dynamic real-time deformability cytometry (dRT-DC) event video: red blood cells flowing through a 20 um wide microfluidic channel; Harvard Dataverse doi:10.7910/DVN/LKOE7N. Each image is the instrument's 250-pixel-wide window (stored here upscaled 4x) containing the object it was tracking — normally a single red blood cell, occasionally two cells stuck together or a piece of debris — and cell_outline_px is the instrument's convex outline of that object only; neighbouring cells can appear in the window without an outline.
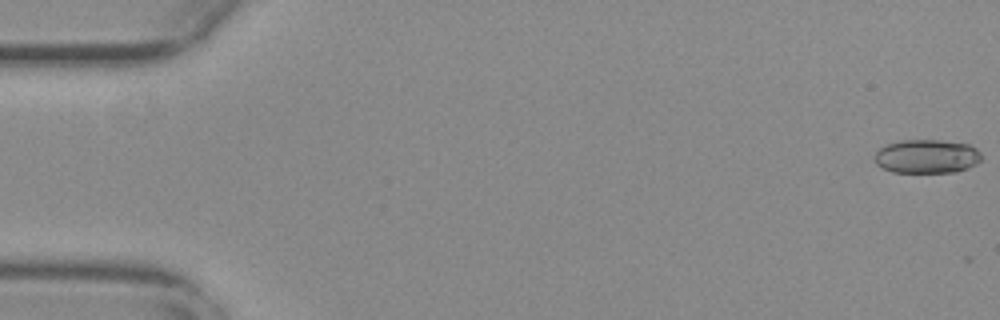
{"species": "common noctule bat (a hibernating species)", "species_latin": "Nyctalus noctula", "temperature_condition": "warm", "stored_images_in_passage": 5, "camera_frame_rate_fps": 3000, "um_per_image_px": 0.085, "animal": {"sex": "female", "body_mass_g": 29.2, "forearm_length_mm": 56.3}, "frame": {"image": 1, "passage_image": 1, "time_ms": 0.0, "image_size_px": [1000, 320], "cell_outline_px": [[980, 160], [976, 164], [968, 168], [956, 172], [892, 172], [876, 164], [876, 152], [880, 148], [888, 144], [900, 140], [940, 140], [968, 144], [976, 148], [980, 152]], "centroid_in_image_um": [78.8, 13.29], "position_along_channel_um": 6.2, "area_um2": 20.92}}